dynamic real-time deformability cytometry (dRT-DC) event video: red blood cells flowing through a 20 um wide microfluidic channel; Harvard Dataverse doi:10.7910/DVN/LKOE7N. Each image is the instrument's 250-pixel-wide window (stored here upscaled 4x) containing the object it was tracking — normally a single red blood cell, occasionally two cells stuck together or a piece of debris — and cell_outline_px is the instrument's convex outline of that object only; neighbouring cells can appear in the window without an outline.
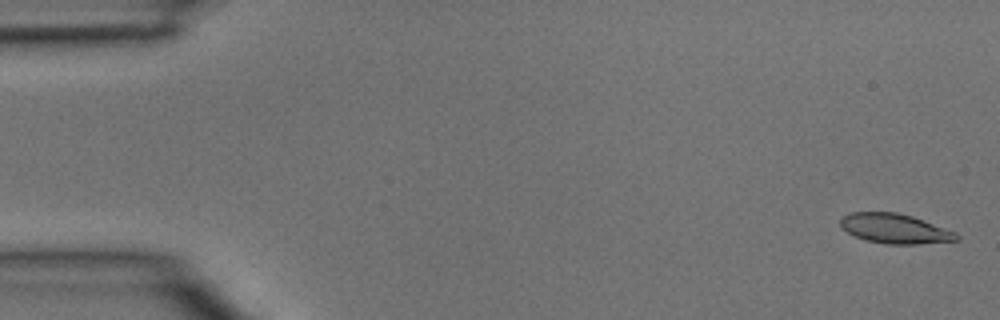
{"species": "common noctule bat (a hibernating species)", "species_latin": "Nyctalus noctula", "temperature_condition": "room temperature", "stored_images_in_passage": 3, "camera_frame_rate_fps": 3000, "um_per_image_px": 0.085, "animal": {"sex": "male", "body_mass_g": 15.6}, "frame": {"image": 1, "passage_image": 3, "time_ms": 0.667, "image_size_px": [1000, 320], "cell_outline_px": [[960, 240], [920, 244], [888, 244], [868, 240], [856, 236], [840, 228], [840, 216], [852, 212], [896, 212], [912, 216], [956, 232], [960, 236]], "centroid_in_image_um": [76.06, 19.43], "position_along_channel_um": 8.9, "area_um2": 20.11}}